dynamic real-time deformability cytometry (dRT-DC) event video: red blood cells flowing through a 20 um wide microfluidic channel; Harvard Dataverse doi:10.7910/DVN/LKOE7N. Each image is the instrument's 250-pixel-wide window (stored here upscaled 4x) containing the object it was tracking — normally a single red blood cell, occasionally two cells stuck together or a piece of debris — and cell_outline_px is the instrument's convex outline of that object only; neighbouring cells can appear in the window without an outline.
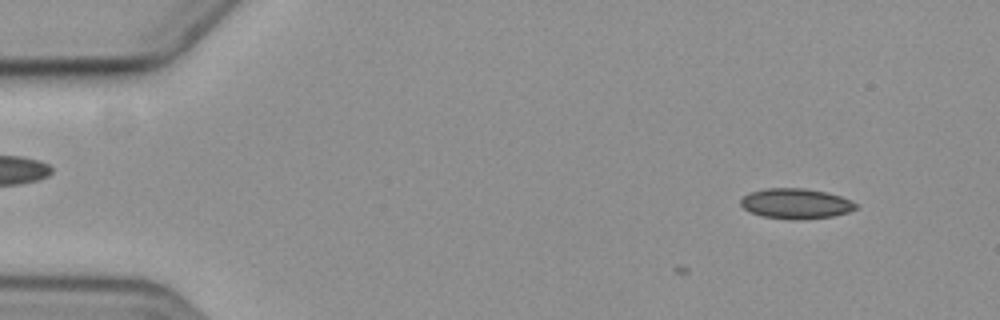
{"species": "common noctule bat (a hibernating species)", "species_latin": "Nyctalus noctula", "temperature_condition": "cold", "stored_images_in_passage": 4, "camera_frame_rate_fps": 3000, "um_per_image_px": 0.085, "animal": {"sex": "female", "body_mass_g": 19.3, "forearm_length_mm": 54.1}, "frame": {"image": 1, "passage_image": 1, "time_ms": 0.0, "image_size_px": [1000, 320], "cell_outline_px": [[856, 208], [848, 212], [832, 216], [800, 220], [796, 220], [764, 216], [752, 212], [744, 208], [740, 204], [740, 200], [748, 192], [764, 188], [804, 188], [828, 192], [852, 200], [856, 204]], "centroid_in_image_um": [67.65, 17.29], "position_along_channel_um": 17.4, "area_um2": 20.29}}
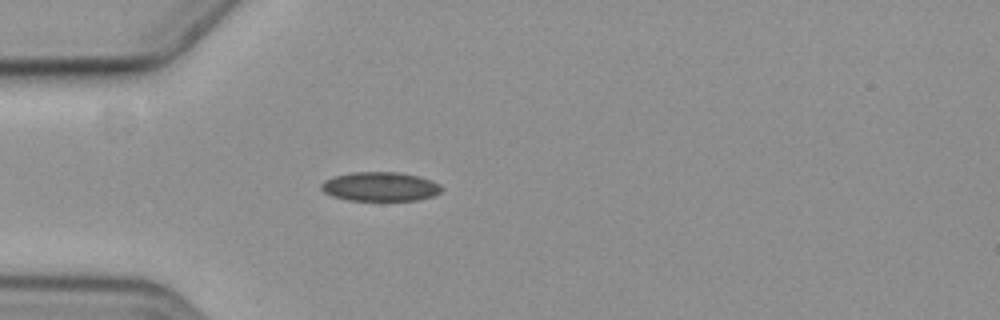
{"frame": {"image": 2, "passage_image": 4, "time_ms": 3.667, "image_size_px": [1000, 320], "cell_outline_px": [[444, 188], [440, 192], [432, 196], [416, 200], [348, 200], [332, 196], [324, 192], [320, 188], [320, 184], [324, 180], [332, 176], [352, 172], [400, 172], [432, 180], [440, 184]], "centroid_in_image_um": [32.29, 15.85], "position_along_channel_um": 52.7, "area_um2": 20.52}}